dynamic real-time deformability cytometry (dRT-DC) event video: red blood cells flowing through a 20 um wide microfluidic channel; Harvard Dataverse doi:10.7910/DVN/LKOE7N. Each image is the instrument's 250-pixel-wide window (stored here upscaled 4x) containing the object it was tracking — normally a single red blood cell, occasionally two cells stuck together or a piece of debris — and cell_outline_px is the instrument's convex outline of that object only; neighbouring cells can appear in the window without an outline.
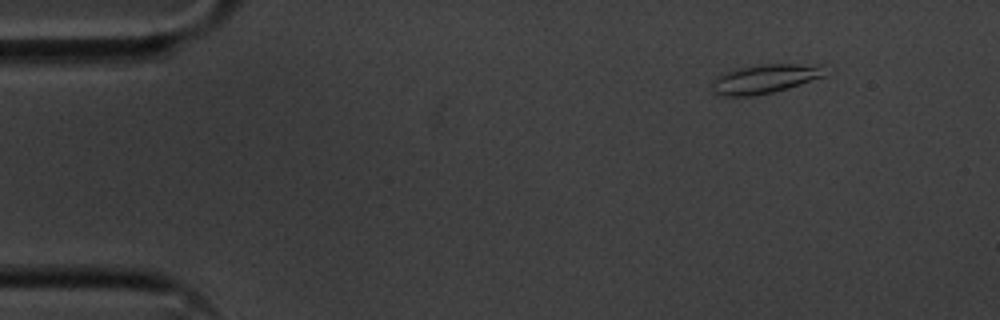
{"species": "common noctule bat (a hibernating species)", "species_latin": "Nyctalus noctula", "temperature_condition": "cold", "stored_images_in_passage": 5, "camera_frame_rate_fps": 3000, "um_per_image_px": 0.085, "animal": {"sex": "male", "body_mass_g": 20.1, "forearm_length_mm": 53.5}, "frame": {"image": 1, "passage_image": 1, "time_ms": 0.0, "image_size_px": [1000, 320], "cell_outline_px": [[824, 76], [788, 88], [772, 92], [752, 96], [724, 96], [712, 92], [712, 84], [724, 72], [740, 68], [764, 64], [824, 64]], "centroid_in_image_um": [65.04, 6.7], "position_along_channel_um": 20.0, "area_um2": 18.84}}